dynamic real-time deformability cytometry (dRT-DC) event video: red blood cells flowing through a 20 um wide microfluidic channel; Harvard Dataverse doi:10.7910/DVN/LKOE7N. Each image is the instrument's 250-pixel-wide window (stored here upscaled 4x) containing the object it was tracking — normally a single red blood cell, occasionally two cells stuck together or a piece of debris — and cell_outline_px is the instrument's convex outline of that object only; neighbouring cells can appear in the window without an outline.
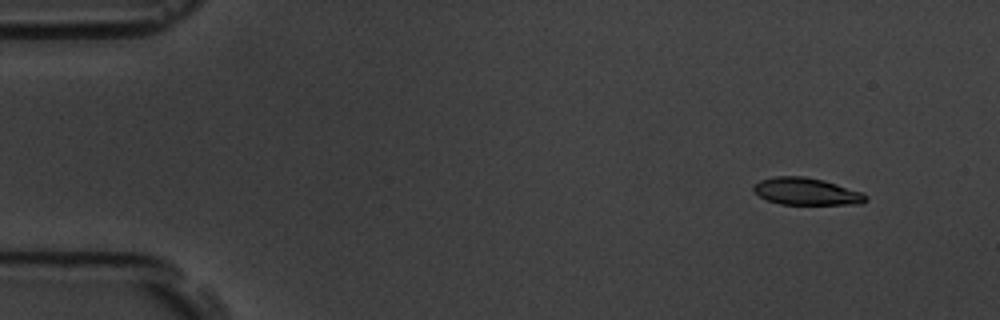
{"species": "common noctule bat (a hibernating species)", "species_latin": "Nyctalus noctula", "temperature_condition": "room temperature", "stored_images_in_passage": 6, "camera_frame_rate_fps": 3000, "um_per_image_px": 0.085, "animal": {"sex": "male", "body_mass_g": 19.5, "forearm_length_mm": 54.6}, "frame": {"image": 1, "passage_image": 2, "time_ms": 1.0, "image_size_px": [1000, 320], "cell_outline_px": [[868, 200], [860, 204], [780, 204], [768, 200], [760, 196], [752, 188], [760, 180], [776, 176], [804, 176], [824, 180], [864, 192], [868, 196]], "centroid_in_image_um": [68.6, 16.27], "position_along_channel_um": 16.4, "area_um2": 17.74}}
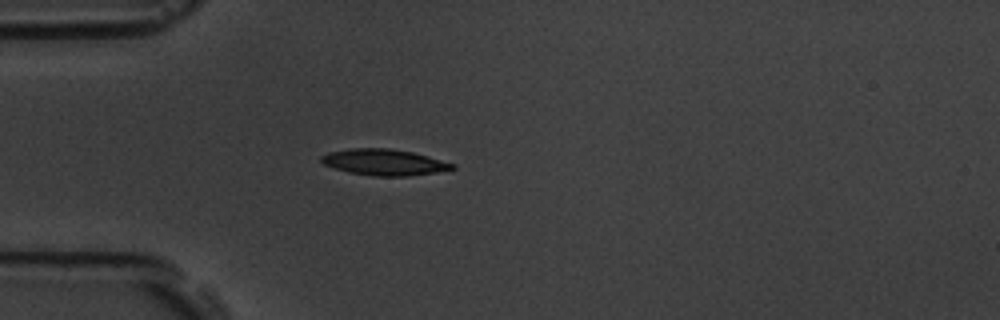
{"frame": {"image": 2, "passage_image": 5, "time_ms": 4.667, "image_size_px": [1000, 320], "cell_outline_px": [[456, 168], [436, 172], [408, 176], [372, 176], [348, 172], [324, 164], [320, 160], [320, 156], [328, 152], [352, 148], [388, 148], [412, 152], [456, 164]], "centroid_in_image_um": [32.64, 13.79], "position_along_channel_um": 52.4, "area_um2": 19.88}}